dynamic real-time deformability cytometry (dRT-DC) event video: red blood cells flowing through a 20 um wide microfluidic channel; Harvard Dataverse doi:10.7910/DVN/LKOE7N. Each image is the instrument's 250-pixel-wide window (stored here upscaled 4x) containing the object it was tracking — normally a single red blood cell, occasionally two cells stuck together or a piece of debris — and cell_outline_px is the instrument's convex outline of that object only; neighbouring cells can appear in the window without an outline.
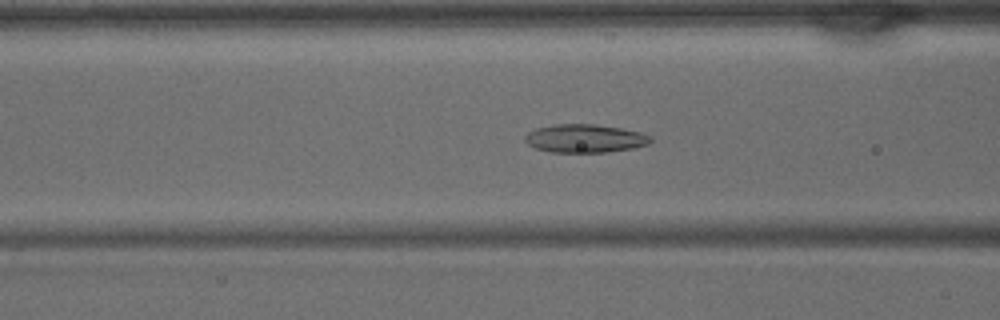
{"species": "common noctule bat (a hibernating species)", "species_latin": "Nyctalus noctula", "temperature_condition": "warm", "stored_images_in_passage": 38, "camera_frame_rate_fps": 3000, "um_per_image_px": 0.085, "animal": {"sex": "male", "body_mass_g": 15.6}, "frame": {"image": 1, "passage_image": 13, "time_ms": 4.0, "image_size_px": [1000, 320], "cell_outline_px": [[652, 140], [648, 144], [632, 148], [604, 152], [552, 152], [536, 148], [528, 144], [524, 140], [524, 136], [528, 132], [536, 128], [556, 124], [596, 124], [620, 128], [640, 132], [652, 136]], "centroid_in_image_um": [49.71, 11.76], "position_along_channel_um": 116.9, "area_um2": 20.63}}
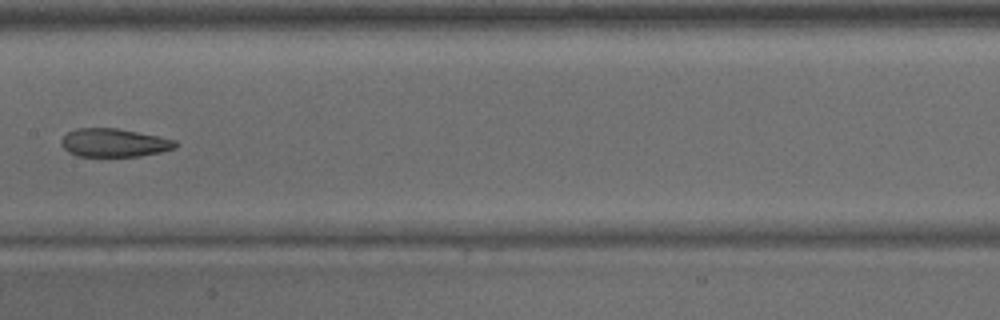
{"frame": {"image": 2, "passage_image": 18, "time_ms": 5.667, "image_size_px": [1000, 320], "cell_outline_px": [[180, 144], [176, 148], [160, 152], [140, 156], [76, 156], [68, 152], [60, 144], [60, 140], [68, 132], [76, 128], [116, 128], [176, 140]], "centroid_in_image_um": [9.69, 12.14], "position_along_channel_um": 197.7, "area_um2": 18.84}}
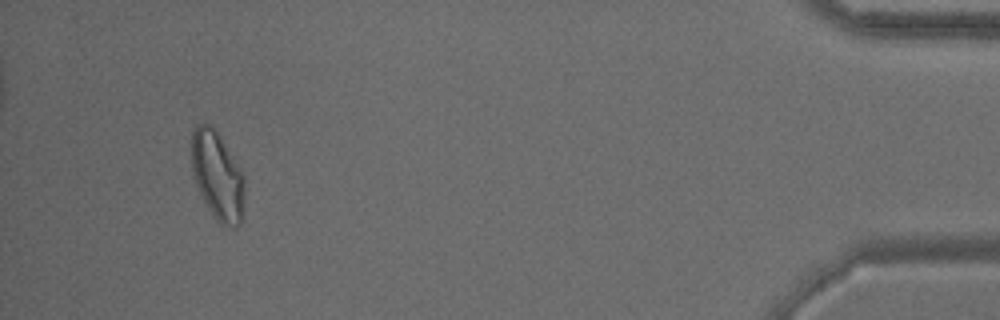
{"frame": {"image": 3, "passage_image": 36, "time_ms": 11.667, "image_size_px": [1000, 320], "cell_outline_px": [[244, 204], [240, 224], [236, 228], [232, 228], [220, 224], [216, 220], [208, 208], [196, 184], [192, 172], [192, 128], [196, 124], [212, 124], [216, 128], [244, 172]], "centroid_in_image_um": [18.51, 14.91], "position_along_channel_um": 416.7, "area_um2": 27.86}}